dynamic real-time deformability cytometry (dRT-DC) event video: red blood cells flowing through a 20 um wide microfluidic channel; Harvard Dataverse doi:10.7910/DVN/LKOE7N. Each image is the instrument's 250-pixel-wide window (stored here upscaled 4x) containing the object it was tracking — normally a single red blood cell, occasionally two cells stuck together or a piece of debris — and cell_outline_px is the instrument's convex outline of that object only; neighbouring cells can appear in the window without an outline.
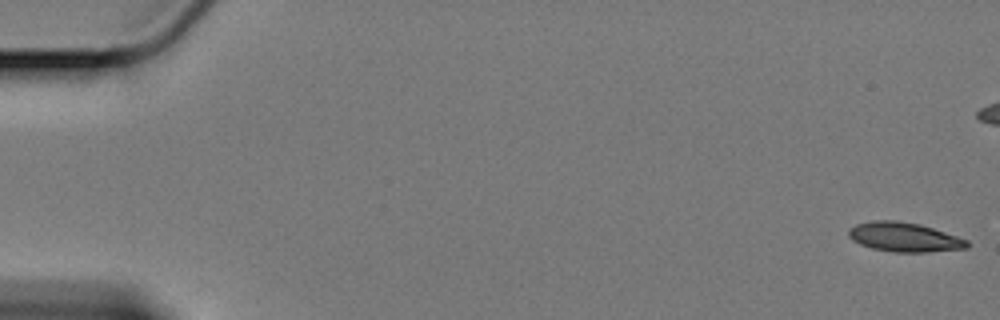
{"species": "Egyptian fruit bat (a non-hibernating species)", "species_latin": "Rousettus aegyptiacus", "temperature_condition": "cold", "stored_images_in_passage": 60, "camera_frame_rate_fps": 3000, "um_per_image_px": 0.085, "animal": {"sex": "female"}, "frame": {"image": 1, "passage_image": 1, "time_ms": 0.0, "image_size_px": [1000, 320], "cell_outline_px": [[968, 248], [924, 252], [896, 252], [872, 248], [860, 244], [852, 240], [848, 236], [848, 228], [856, 224], [872, 220], [896, 220], [920, 224], [968, 240]], "centroid_in_image_um": [76.82, 20.14], "position_along_channel_um": 8.2, "area_um2": 20.17}}
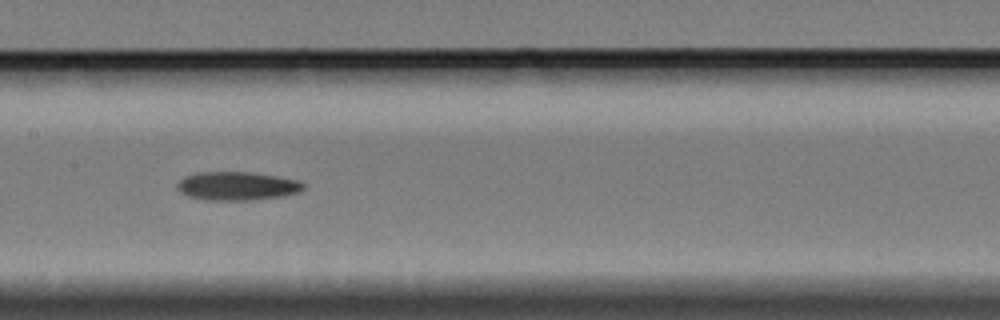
{"frame": {"image": 2, "passage_image": 30, "time_ms": 9.667, "image_size_px": [1000, 320], "cell_outline_px": [[304, 188], [300, 192], [284, 196], [252, 200], [204, 200], [188, 196], [180, 192], [176, 188], [176, 184], [184, 176], [196, 172], [252, 172], [276, 176], [296, 180], [304, 184]], "centroid_in_image_um": [20.12, 15.81], "position_along_channel_um": 187.3, "area_um2": 21.15}}
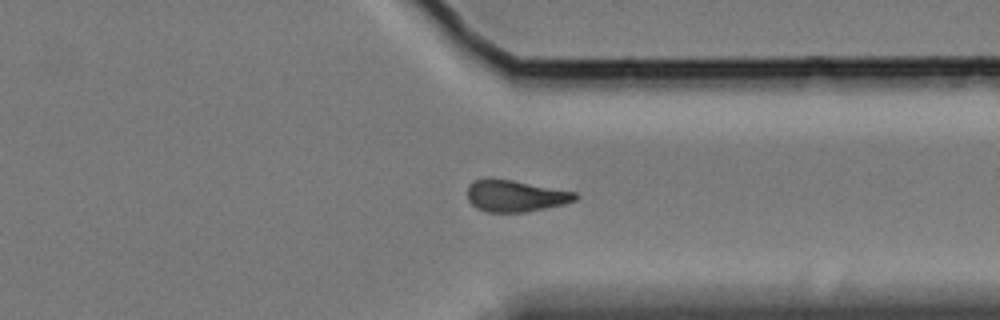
{"frame": {"image": 3, "passage_image": 46, "time_ms": 15.0, "image_size_px": [1000, 320], "cell_outline_px": [[580, 196], [576, 200], [564, 204], [524, 212], [488, 212], [476, 208], [468, 200], [468, 184], [472, 180], [484, 176], [492, 176], [576, 192]], "centroid_in_image_um": [43.76, 16.61], "position_along_channel_um": 367.6, "area_um2": 20.35}}